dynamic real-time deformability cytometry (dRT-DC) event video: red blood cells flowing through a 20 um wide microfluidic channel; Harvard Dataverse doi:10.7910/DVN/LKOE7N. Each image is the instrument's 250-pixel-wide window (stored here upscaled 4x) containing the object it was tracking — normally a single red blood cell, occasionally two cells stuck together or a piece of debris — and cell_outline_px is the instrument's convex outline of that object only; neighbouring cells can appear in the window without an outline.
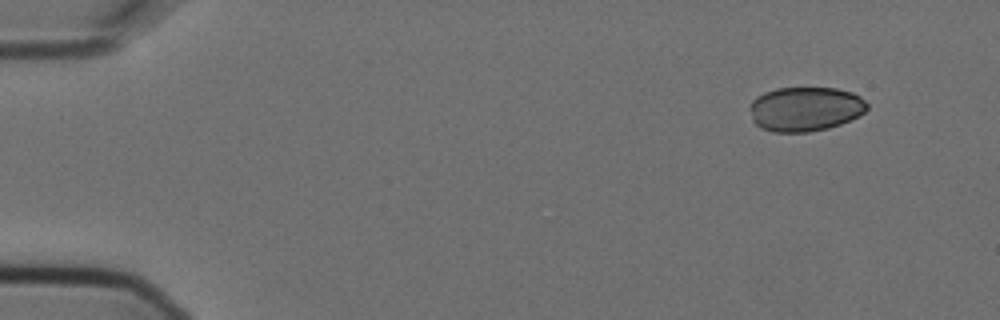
{"species": "Egyptian fruit bat (a non-hibernating species)", "species_latin": "Rousettus aegyptiacus", "temperature_condition": "cold", "stored_images_in_passage": 2, "camera_frame_rate_fps": 3000, "um_per_image_px": 0.085, "animal": {"sex": "female"}, "frame": {"image": 1, "passage_image": 2, "time_ms": 0.333, "image_size_px": [1000, 320], "cell_outline_px": [[868, 108], [860, 116], [840, 124], [828, 128], [808, 132], [772, 132], [760, 128], [752, 120], [748, 108], [752, 100], [756, 96], [764, 92], [776, 88], [836, 88], [852, 92], [860, 96], [868, 104]], "centroid_in_image_um": [68.42, 9.26], "position_along_channel_um": 16.6, "area_um2": 30.75}}